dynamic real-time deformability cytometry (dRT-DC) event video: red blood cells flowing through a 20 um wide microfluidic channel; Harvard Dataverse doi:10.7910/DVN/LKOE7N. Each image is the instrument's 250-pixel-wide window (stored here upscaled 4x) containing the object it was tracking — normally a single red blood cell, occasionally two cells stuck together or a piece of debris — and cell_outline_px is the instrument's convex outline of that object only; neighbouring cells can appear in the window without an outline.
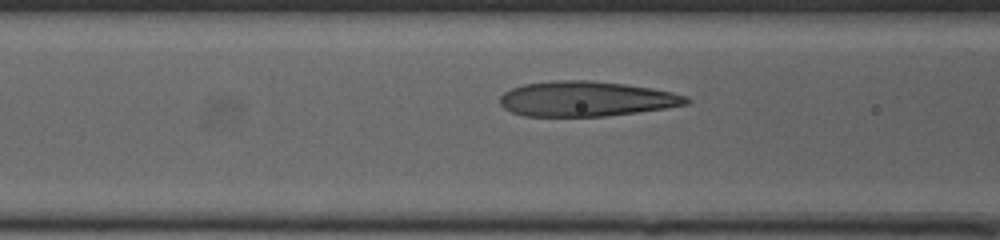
{"species": "human", "species_latin": "Homo sapiens", "temperature_condition": "cold", "stored_images_in_passage": 13, "camera_frame_rate_fps": 3000, "um_per_image_px": 0.085, "donor": {"sex": "female"}, "frame": {"image": 1, "passage_image": 11, "time_ms": 3.333, "image_size_px": [1000, 240], "cell_outline_px": [[692, 100], [688, 104], [668, 108], [604, 116], [524, 116], [512, 112], [504, 108], [500, 104], [500, 96], [504, 92], [512, 88], [524, 84], [556, 80], [588, 80], [624, 84], [652, 88], [672, 92], [688, 96]], "centroid_in_image_um": [49.85, 8.4], "position_along_channel_um": 116.8, "area_um2": 38.15}}